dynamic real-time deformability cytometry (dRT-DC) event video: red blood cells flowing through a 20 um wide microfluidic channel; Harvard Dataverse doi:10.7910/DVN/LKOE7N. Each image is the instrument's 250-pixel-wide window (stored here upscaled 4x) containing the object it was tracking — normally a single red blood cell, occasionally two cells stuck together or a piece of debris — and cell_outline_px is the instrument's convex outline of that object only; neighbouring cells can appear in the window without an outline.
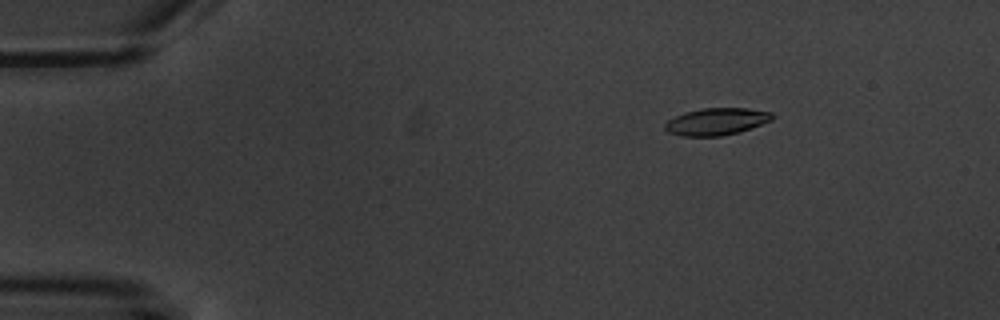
{"species": "common noctule bat (a hibernating species)", "species_latin": "Nyctalus noctula", "temperature_condition": "warm", "stored_images_in_passage": 5, "camera_frame_rate_fps": 3000, "um_per_image_px": 0.085, "animal": {"sex": "male", "body_mass_g": 20.1, "forearm_length_mm": 53.5}, "frame": {"image": 1, "passage_image": 3, "time_ms": 2.667, "image_size_px": [1000, 320], "cell_outline_px": [[772, 120], [740, 132], [720, 136], [680, 136], [668, 132], [664, 128], [664, 124], [668, 120], [684, 112], [704, 108], [748, 108], [772, 112]], "centroid_in_image_um": [60.88, 10.33], "position_along_channel_um": 24.1, "area_um2": 16.94}}